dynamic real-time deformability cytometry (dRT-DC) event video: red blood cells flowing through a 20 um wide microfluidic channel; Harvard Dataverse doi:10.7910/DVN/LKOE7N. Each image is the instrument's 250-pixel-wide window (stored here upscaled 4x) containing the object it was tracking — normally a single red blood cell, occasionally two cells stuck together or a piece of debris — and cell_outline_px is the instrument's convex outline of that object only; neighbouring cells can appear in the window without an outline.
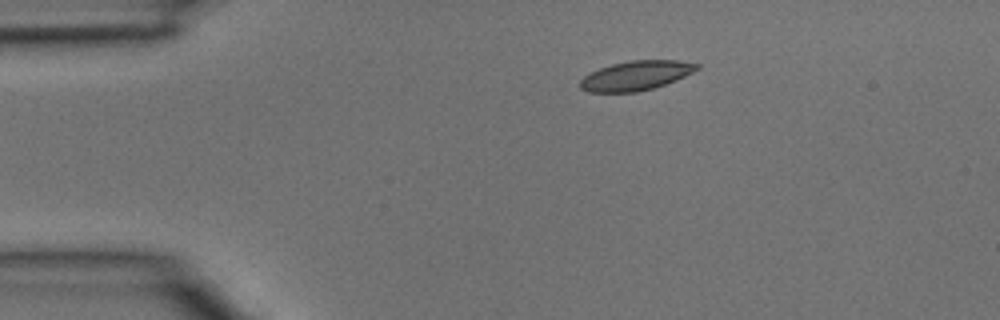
{"species": "common noctule bat (a hibernating species)", "species_latin": "Nyctalus noctula", "temperature_condition": "room temperature", "stored_images_in_passage": 2, "camera_frame_rate_fps": 3000, "um_per_image_px": 0.085, "animal": {"sex": "male", "body_mass_g": 15.6}, "frame": {"image": 1, "passage_image": 1, "time_ms": 0.0, "image_size_px": [1000, 320], "cell_outline_px": [[700, 68], [676, 80], [652, 88], [636, 92], [588, 92], [580, 88], [580, 80], [584, 76], [600, 68], [612, 64], [632, 60], [680, 60], [700, 64]], "centroid_in_image_um": [54.07, 6.42], "position_along_channel_um": 30.9, "area_um2": 19.88}}